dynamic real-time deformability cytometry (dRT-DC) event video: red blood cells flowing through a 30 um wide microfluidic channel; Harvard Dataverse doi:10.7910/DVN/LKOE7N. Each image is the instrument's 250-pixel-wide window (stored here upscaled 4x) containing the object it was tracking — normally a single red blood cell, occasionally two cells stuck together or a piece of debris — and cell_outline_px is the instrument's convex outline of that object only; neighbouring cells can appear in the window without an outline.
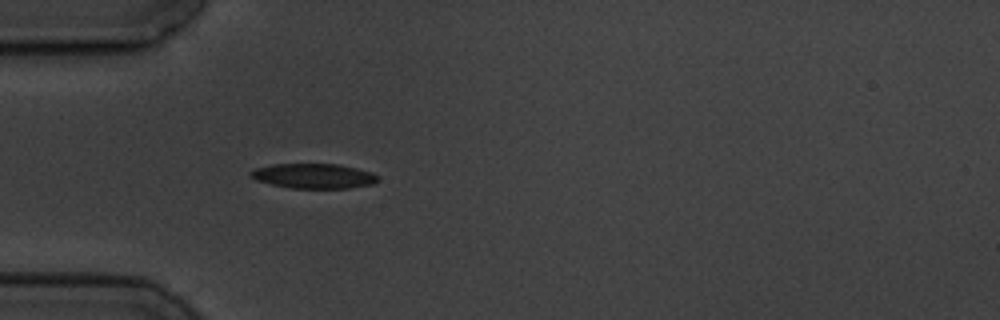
{"species": "common noctule bat (a hibernating species)", "species_latin": "Nyctalus noctula", "temperature_condition": "cold", "stored_images_in_passage": 1, "camera_frame_rate_fps": 3000, "um_per_image_px": 0.085, "animal": {"sex": "male", "body_mass_g": 19.5, "forearm_length_mm": 54.6}, "frame": {"image": 1, "passage_image": 1, "time_ms": 0.0, "image_size_px": [1000, 320], "cell_outline_px": [[380, 180], [372, 184], [348, 188], [292, 188], [272, 184], [256, 180], [248, 176], [248, 172], [256, 168], [272, 164], [340, 164], [372, 172], [380, 176]], "centroid_in_image_um": [26.67, 14.95], "position_along_channel_um": 58.3, "area_um2": 18.55}}